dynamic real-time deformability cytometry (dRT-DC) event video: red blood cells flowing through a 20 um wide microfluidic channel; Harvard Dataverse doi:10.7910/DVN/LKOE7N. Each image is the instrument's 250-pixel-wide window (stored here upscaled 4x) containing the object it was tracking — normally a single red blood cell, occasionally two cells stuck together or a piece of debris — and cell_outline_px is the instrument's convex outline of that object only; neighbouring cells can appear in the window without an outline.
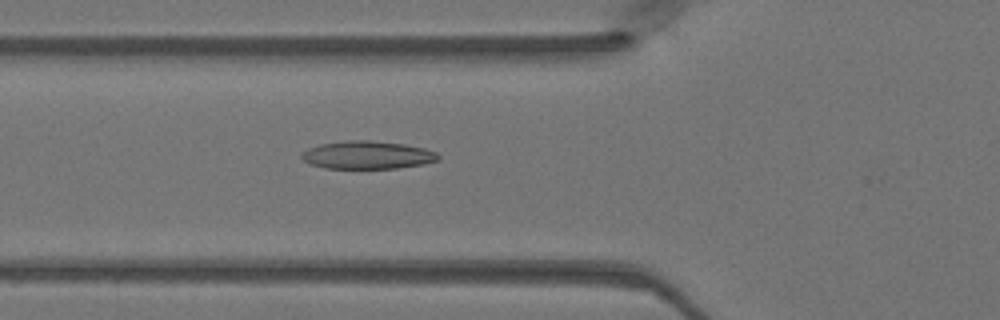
{"species": "Egyptian fruit bat (a non-hibernating species)", "species_latin": "Rousettus aegyptiacus", "temperature_condition": "warm", "stored_images_in_passage": 44, "camera_frame_rate_fps": 3000, "um_per_image_px": 0.085, "animal": {"sex": "female"}, "frame": {"image": 1, "passage_image": 13, "time_ms": 4.0, "image_size_px": [1000, 320], "cell_outline_px": [[440, 156], [436, 160], [424, 164], [396, 168], [324, 168], [308, 164], [300, 156], [308, 148], [320, 144], [348, 140], [368, 140], [404, 144], [424, 148], [436, 152]], "centroid_in_image_um": [31.2, 13.17], "position_along_channel_um": 94.6, "area_um2": 22.14}}
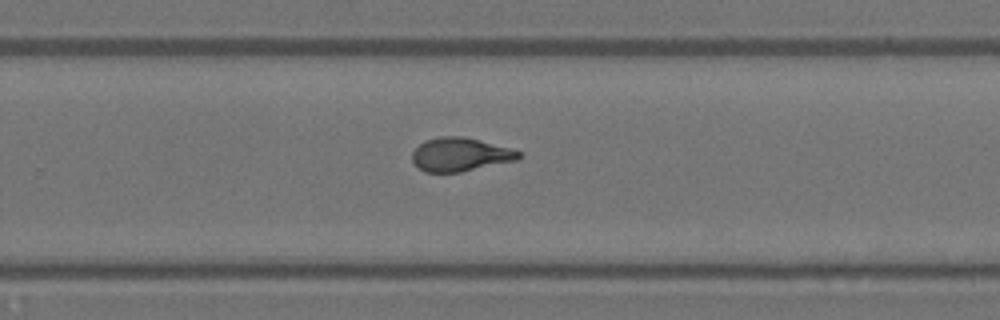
{"frame": {"image": 2, "passage_image": 27, "time_ms": 8.667, "image_size_px": [1000, 320], "cell_outline_px": [[520, 156], [516, 160], [460, 172], [424, 172], [412, 160], [412, 152], [424, 140], [440, 136], [460, 136], [512, 148], [520, 152]], "centroid_in_image_um": [39.09, 13.13], "position_along_channel_um": 290.7, "area_um2": 20.58}}
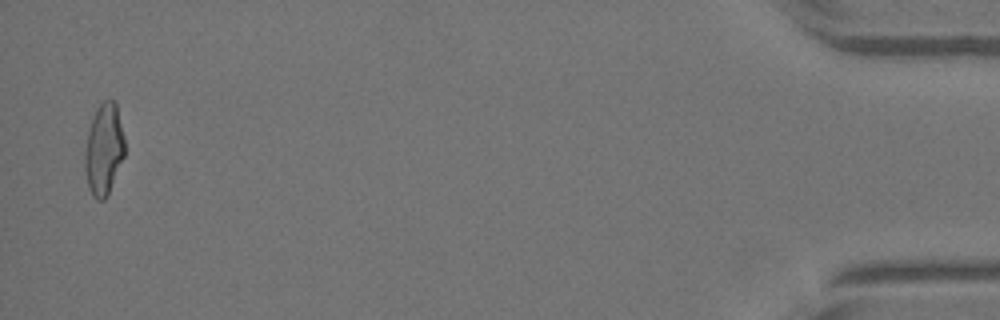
{"frame": {"image": 3, "passage_image": 43, "time_ms": 14.0, "image_size_px": [1000, 320], "cell_outline_px": [[124, 156], [108, 196], [104, 200], [96, 200], [92, 196], [88, 188], [84, 168], [84, 156], [88, 132], [92, 116], [96, 108], [104, 100], [116, 100], [124, 136]], "centroid_in_image_um": [8.82, 12.7], "position_along_channel_um": 426.4, "area_um2": 21.56}}